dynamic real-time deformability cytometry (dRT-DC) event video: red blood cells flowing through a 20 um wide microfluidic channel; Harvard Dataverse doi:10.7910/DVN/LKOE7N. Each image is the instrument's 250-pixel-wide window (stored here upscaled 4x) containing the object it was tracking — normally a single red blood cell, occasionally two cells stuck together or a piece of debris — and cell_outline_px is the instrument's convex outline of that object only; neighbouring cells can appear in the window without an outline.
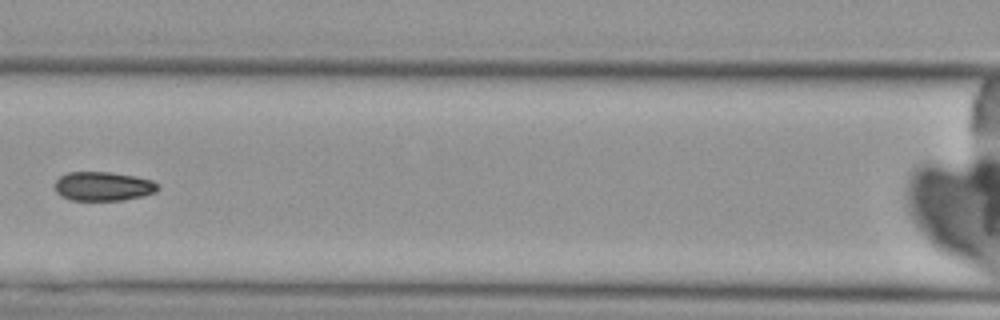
{"species": "Egyptian fruit bat (a non-hibernating species)", "species_latin": "Rousettus aegyptiacus", "temperature_condition": "cold", "stored_images_in_passage": 6, "camera_frame_rate_fps": 3000, "um_per_image_px": 0.085, "animal": {"sex": "female"}, "frame": {"image": 1, "passage_image": 6, "time_ms": 7.0, "image_size_px": [1000, 320], "cell_outline_px": [[160, 188], [156, 192], [124, 200], [72, 200], [60, 196], [56, 192], [56, 180], [60, 176], [68, 172], [112, 172], [136, 176], [152, 180]], "centroid_in_image_um": [8.77, 15.83], "position_along_channel_um": 157.8, "area_um2": 17.46}}